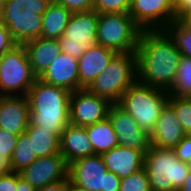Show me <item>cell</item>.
<instances>
[{"mask_svg": "<svg viewBox=\"0 0 191 191\" xmlns=\"http://www.w3.org/2000/svg\"><path fill=\"white\" fill-rule=\"evenodd\" d=\"M137 56V81L170 91L181 61V53L164 30H143Z\"/></svg>", "mask_w": 191, "mask_h": 191, "instance_id": "1", "label": "cell"}, {"mask_svg": "<svg viewBox=\"0 0 191 191\" xmlns=\"http://www.w3.org/2000/svg\"><path fill=\"white\" fill-rule=\"evenodd\" d=\"M70 94L67 89L36 79L29 89L30 124L42 126L59 138L70 123Z\"/></svg>", "mask_w": 191, "mask_h": 191, "instance_id": "2", "label": "cell"}, {"mask_svg": "<svg viewBox=\"0 0 191 191\" xmlns=\"http://www.w3.org/2000/svg\"><path fill=\"white\" fill-rule=\"evenodd\" d=\"M52 0H7L0 5V21L17 44L41 37L42 18Z\"/></svg>", "mask_w": 191, "mask_h": 191, "instance_id": "3", "label": "cell"}, {"mask_svg": "<svg viewBox=\"0 0 191 191\" xmlns=\"http://www.w3.org/2000/svg\"><path fill=\"white\" fill-rule=\"evenodd\" d=\"M136 81V51L116 53L106 69L96 77L87 89L112 104H118L123 93Z\"/></svg>", "mask_w": 191, "mask_h": 191, "instance_id": "4", "label": "cell"}, {"mask_svg": "<svg viewBox=\"0 0 191 191\" xmlns=\"http://www.w3.org/2000/svg\"><path fill=\"white\" fill-rule=\"evenodd\" d=\"M168 98V91L136 81L123 93L118 105L150 134Z\"/></svg>", "mask_w": 191, "mask_h": 191, "instance_id": "5", "label": "cell"}, {"mask_svg": "<svg viewBox=\"0 0 191 191\" xmlns=\"http://www.w3.org/2000/svg\"><path fill=\"white\" fill-rule=\"evenodd\" d=\"M150 189L178 191L190 171L186 162L180 161L173 149L151 145L144 157Z\"/></svg>", "mask_w": 191, "mask_h": 191, "instance_id": "6", "label": "cell"}, {"mask_svg": "<svg viewBox=\"0 0 191 191\" xmlns=\"http://www.w3.org/2000/svg\"><path fill=\"white\" fill-rule=\"evenodd\" d=\"M142 31L128 12L99 13L96 44L129 53L136 51Z\"/></svg>", "mask_w": 191, "mask_h": 191, "instance_id": "7", "label": "cell"}, {"mask_svg": "<svg viewBox=\"0 0 191 191\" xmlns=\"http://www.w3.org/2000/svg\"><path fill=\"white\" fill-rule=\"evenodd\" d=\"M37 78L23 44L0 56V96H27Z\"/></svg>", "mask_w": 191, "mask_h": 191, "instance_id": "8", "label": "cell"}, {"mask_svg": "<svg viewBox=\"0 0 191 191\" xmlns=\"http://www.w3.org/2000/svg\"><path fill=\"white\" fill-rule=\"evenodd\" d=\"M69 180L90 191H119L121 178L108 171L101 155L79 158L68 164Z\"/></svg>", "mask_w": 191, "mask_h": 191, "instance_id": "9", "label": "cell"}, {"mask_svg": "<svg viewBox=\"0 0 191 191\" xmlns=\"http://www.w3.org/2000/svg\"><path fill=\"white\" fill-rule=\"evenodd\" d=\"M99 13L96 10L72 13L64 34L58 38L61 51L79 59L96 44Z\"/></svg>", "mask_w": 191, "mask_h": 191, "instance_id": "10", "label": "cell"}, {"mask_svg": "<svg viewBox=\"0 0 191 191\" xmlns=\"http://www.w3.org/2000/svg\"><path fill=\"white\" fill-rule=\"evenodd\" d=\"M112 103L93 94L87 88H81L70 94V124L88 126L108 117Z\"/></svg>", "mask_w": 191, "mask_h": 191, "instance_id": "11", "label": "cell"}, {"mask_svg": "<svg viewBox=\"0 0 191 191\" xmlns=\"http://www.w3.org/2000/svg\"><path fill=\"white\" fill-rule=\"evenodd\" d=\"M128 13L142 30H163L176 20L166 0H131Z\"/></svg>", "mask_w": 191, "mask_h": 191, "instance_id": "12", "label": "cell"}, {"mask_svg": "<svg viewBox=\"0 0 191 191\" xmlns=\"http://www.w3.org/2000/svg\"><path fill=\"white\" fill-rule=\"evenodd\" d=\"M114 132L117 134L118 144L130 149H137L144 154L151 147L150 134L141 129L129 113L118 104H112L108 111Z\"/></svg>", "mask_w": 191, "mask_h": 191, "instance_id": "13", "label": "cell"}, {"mask_svg": "<svg viewBox=\"0 0 191 191\" xmlns=\"http://www.w3.org/2000/svg\"><path fill=\"white\" fill-rule=\"evenodd\" d=\"M18 173L35 189H40L45 185L66 179L68 177V164L59 152L37 158Z\"/></svg>", "mask_w": 191, "mask_h": 191, "instance_id": "14", "label": "cell"}, {"mask_svg": "<svg viewBox=\"0 0 191 191\" xmlns=\"http://www.w3.org/2000/svg\"><path fill=\"white\" fill-rule=\"evenodd\" d=\"M185 136L174 108L167 102L150 133L151 145L157 148L174 149Z\"/></svg>", "mask_w": 191, "mask_h": 191, "instance_id": "15", "label": "cell"}, {"mask_svg": "<svg viewBox=\"0 0 191 191\" xmlns=\"http://www.w3.org/2000/svg\"><path fill=\"white\" fill-rule=\"evenodd\" d=\"M38 78L47 84L63 87L70 92L78 90V59L61 52Z\"/></svg>", "mask_w": 191, "mask_h": 191, "instance_id": "16", "label": "cell"}, {"mask_svg": "<svg viewBox=\"0 0 191 191\" xmlns=\"http://www.w3.org/2000/svg\"><path fill=\"white\" fill-rule=\"evenodd\" d=\"M30 122L27 96H0V128L20 135Z\"/></svg>", "mask_w": 191, "mask_h": 191, "instance_id": "17", "label": "cell"}, {"mask_svg": "<svg viewBox=\"0 0 191 191\" xmlns=\"http://www.w3.org/2000/svg\"><path fill=\"white\" fill-rule=\"evenodd\" d=\"M115 51L104 46L94 44L78 59L79 89L88 88L96 77L101 74L109 64Z\"/></svg>", "mask_w": 191, "mask_h": 191, "instance_id": "18", "label": "cell"}, {"mask_svg": "<svg viewBox=\"0 0 191 191\" xmlns=\"http://www.w3.org/2000/svg\"><path fill=\"white\" fill-rule=\"evenodd\" d=\"M108 171L125 178L144 167L145 154L137 149L117 146L102 155Z\"/></svg>", "mask_w": 191, "mask_h": 191, "instance_id": "19", "label": "cell"}, {"mask_svg": "<svg viewBox=\"0 0 191 191\" xmlns=\"http://www.w3.org/2000/svg\"><path fill=\"white\" fill-rule=\"evenodd\" d=\"M60 154L67 164L73 161L95 155L86 127L68 124L60 136Z\"/></svg>", "mask_w": 191, "mask_h": 191, "instance_id": "20", "label": "cell"}, {"mask_svg": "<svg viewBox=\"0 0 191 191\" xmlns=\"http://www.w3.org/2000/svg\"><path fill=\"white\" fill-rule=\"evenodd\" d=\"M33 73L39 77L62 51L58 40L42 37L23 43Z\"/></svg>", "mask_w": 191, "mask_h": 191, "instance_id": "21", "label": "cell"}, {"mask_svg": "<svg viewBox=\"0 0 191 191\" xmlns=\"http://www.w3.org/2000/svg\"><path fill=\"white\" fill-rule=\"evenodd\" d=\"M72 12L55 0L49 4L43 14L41 37L58 40L64 34Z\"/></svg>", "mask_w": 191, "mask_h": 191, "instance_id": "22", "label": "cell"}, {"mask_svg": "<svg viewBox=\"0 0 191 191\" xmlns=\"http://www.w3.org/2000/svg\"><path fill=\"white\" fill-rule=\"evenodd\" d=\"M25 133L31 141L32 152L36 153L37 158L60 152V138L55 133L30 123Z\"/></svg>", "mask_w": 191, "mask_h": 191, "instance_id": "23", "label": "cell"}, {"mask_svg": "<svg viewBox=\"0 0 191 191\" xmlns=\"http://www.w3.org/2000/svg\"><path fill=\"white\" fill-rule=\"evenodd\" d=\"M85 127L95 154L102 155L114 147L119 146L117 134L114 132L108 117Z\"/></svg>", "mask_w": 191, "mask_h": 191, "instance_id": "24", "label": "cell"}, {"mask_svg": "<svg viewBox=\"0 0 191 191\" xmlns=\"http://www.w3.org/2000/svg\"><path fill=\"white\" fill-rule=\"evenodd\" d=\"M173 40L181 56L191 60V25L176 19L163 29Z\"/></svg>", "mask_w": 191, "mask_h": 191, "instance_id": "25", "label": "cell"}, {"mask_svg": "<svg viewBox=\"0 0 191 191\" xmlns=\"http://www.w3.org/2000/svg\"><path fill=\"white\" fill-rule=\"evenodd\" d=\"M37 159L36 153L32 152L31 141L26 133L18 136L16 147L9 161L10 171L20 172Z\"/></svg>", "mask_w": 191, "mask_h": 191, "instance_id": "26", "label": "cell"}, {"mask_svg": "<svg viewBox=\"0 0 191 191\" xmlns=\"http://www.w3.org/2000/svg\"><path fill=\"white\" fill-rule=\"evenodd\" d=\"M169 95L191 96V60L182 56L176 79Z\"/></svg>", "mask_w": 191, "mask_h": 191, "instance_id": "27", "label": "cell"}, {"mask_svg": "<svg viewBox=\"0 0 191 191\" xmlns=\"http://www.w3.org/2000/svg\"><path fill=\"white\" fill-rule=\"evenodd\" d=\"M168 103L174 108L186 135H191V96L169 95Z\"/></svg>", "mask_w": 191, "mask_h": 191, "instance_id": "28", "label": "cell"}, {"mask_svg": "<svg viewBox=\"0 0 191 191\" xmlns=\"http://www.w3.org/2000/svg\"><path fill=\"white\" fill-rule=\"evenodd\" d=\"M150 183L145 168L122 178L119 191H150Z\"/></svg>", "mask_w": 191, "mask_h": 191, "instance_id": "29", "label": "cell"}, {"mask_svg": "<svg viewBox=\"0 0 191 191\" xmlns=\"http://www.w3.org/2000/svg\"><path fill=\"white\" fill-rule=\"evenodd\" d=\"M131 0H94L93 10L98 13L129 12Z\"/></svg>", "mask_w": 191, "mask_h": 191, "instance_id": "30", "label": "cell"}, {"mask_svg": "<svg viewBox=\"0 0 191 191\" xmlns=\"http://www.w3.org/2000/svg\"><path fill=\"white\" fill-rule=\"evenodd\" d=\"M17 134L6 131L0 128V153L10 161L16 147V142L18 139Z\"/></svg>", "mask_w": 191, "mask_h": 191, "instance_id": "31", "label": "cell"}, {"mask_svg": "<svg viewBox=\"0 0 191 191\" xmlns=\"http://www.w3.org/2000/svg\"><path fill=\"white\" fill-rule=\"evenodd\" d=\"M65 6L72 13L84 12L93 9L94 0H55Z\"/></svg>", "mask_w": 191, "mask_h": 191, "instance_id": "32", "label": "cell"}, {"mask_svg": "<svg viewBox=\"0 0 191 191\" xmlns=\"http://www.w3.org/2000/svg\"><path fill=\"white\" fill-rule=\"evenodd\" d=\"M173 150L180 161L188 163L191 160V135H186Z\"/></svg>", "mask_w": 191, "mask_h": 191, "instance_id": "33", "label": "cell"}, {"mask_svg": "<svg viewBox=\"0 0 191 191\" xmlns=\"http://www.w3.org/2000/svg\"><path fill=\"white\" fill-rule=\"evenodd\" d=\"M17 43L12 38L7 27L0 21V56L12 49Z\"/></svg>", "mask_w": 191, "mask_h": 191, "instance_id": "34", "label": "cell"}, {"mask_svg": "<svg viewBox=\"0 0 191 191\" xmlns=\"http://www.w3.org/2000/svg\"><path fill=\"white\" fill-rule=\"evenodd\" d=\"M16 189V172L0 174V191H14Z\"/></svg>", "mask_w": 191, "mask_h": 191, "instance_id": "35", "label": "cell"}, {"mask_svg": "<svg viewBox=\"0 0 191 191\" xmlns=\"http://www.w3.org/2000/svg\"><path fill=\"white\" fill-rule=\"evenodd\" d=\"M68 184L69 177L64 180L45 185L44 187L37 189L36 191H67Z\"/></svg>", "mask_w": 191, "mask_h": 191, "instance_id": "36", "label": "cell"}, {"mask_svg": "<svg viewBox=\"0 0 191 191\" xmlns=\"http://www.w3.org/2000/svg\"><path fill=\"white\" fill-rule=\"evenodd\" d=\"M191 11V0H179L175 8L176 19H182Z\"/></svg>", "mask_w": 191, "mask_h": 191, "instance_id": "37", "label": "cell"}, {"mask_svg": "<svg viewBox=\"0 0 191 191\" xmlns=\"http://www.w3.org/2000/svg\"><path fill=\"white\" fill-rule=\"evenodd\" d=\"M36 190L37 189H35L29 182L21 178L19 173L16 172V189H14V191H36Z\"/></svg>", "mask_w": 191, "mask_h": 191, "instance_id": "38", "label": "cell"}, {"mask_svg": "<svg viewBox=\"0 0 191 191\" xmlns=\"http://www.w3.org/2000/svg\"><path fill=\"white\" fill-rule=\"evenodd\" d=\"M190 171L188 176L185 178L183 185L179 188L178 191H191V160L188 162Z\"/></svg>", "mask_w": 191, "mask_h": 191, "instance_id": "39", "label": "cell"}, {"mask_svg": "<svg viewBox=\"0 0 191 191\" xmlns=\"http://www.w3.org/2000/svg\"><path fill=\"white\" fill-rule=\"evenodd\" d=\"M10 171L9 161L0 153V174Z\"/></svg>", "mask_w": 191, "mask_h": 191, "instance_id": "40", "label": "cell"}, {"mask_svg": "<svg viewBox=\"0 0 191 191\" xmlns=\"http://www.w3.org/2000/svg\"><path fill=\"white\" fill-rule=\"evenodd\" d=\"M67 191H90L88 189L82 188L76 184H73L70 180H69V184H68V188Z\"/></svg>", "mask_w": 191, "mask_h": 191, "instance_id": "41", "label": "cell"}, {"mask_svg": "<svg viewBox=\"0 0 191 191\" xmlns=\"http://www.w3.org/2000/svg\"><path fill=\"white\" fill-rule=\"evenodd\" d=\"M181 20L187 25H191V11L188 12Z\"/></svg>", "mask_w": 191, "mask_h": 191, "instance_id": "42", "label": "cell"}, {"mask_svg": "<svg viewBox=\"0 0 191 191\" xmlns=\"http://www.w3.org/2000/svg\"><path fill=\"white\" fill-rule=\"evenodd\" d=\"M166 1L175 9L179 0H166Z\"/></svg>", "mask_w": 191, "mask_h": 191, "instance_id": "43", "label": "cell"}, {"mask_svg": "<svg viewBox=\"0 0 191 191\" xmlns=\"http://www.w3.org/2000/svg\"><path fill=\"white\" fill-rule=\"evenodd\" d=\"M150 191H163V190L151 189Z\"/></svg>", "mask_w": 191, "mask_h": 191, "instance_id": "44", "label": "cell"}, {"mask_svg": "<svg viewBox=\"0 0 191 191\" xmlns=\"http://www.w3.org/2000/svg\"><path fill=\"white\" fill-rule=\"evenodd\" d=\"M5 1H7V0H0V5H1L3 2H5Z\"/></svg>", "mask_w": 191, "mask_h": 191, "instance_id": "45", "label": "cell"}]
</instances>
